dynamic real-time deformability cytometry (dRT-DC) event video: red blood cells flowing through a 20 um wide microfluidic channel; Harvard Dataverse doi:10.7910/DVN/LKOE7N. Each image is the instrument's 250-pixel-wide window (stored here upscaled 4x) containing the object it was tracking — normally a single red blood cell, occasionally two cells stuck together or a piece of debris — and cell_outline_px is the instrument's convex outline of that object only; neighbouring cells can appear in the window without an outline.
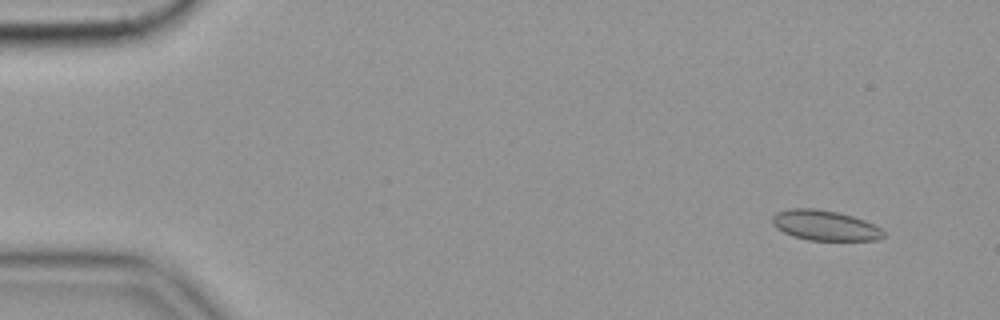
{"species": "common noctule bat (a hibernating species)", "species_latin": "Nyctalus noctula", "temperature_condition": "cold", "stored_images_in_passage": 56, "camera_frame_rate_fps": 3000, "um_per_image_px": 0.085, "animal": {"sex": "female", "body_mass_g": 19.9}, "frame": {"image": 1, "passage_image": 3, "time_ms": 0.667, "image_size_px": [1000, 320], "cell_outline_px": [[884, 236], [876, 240], [808, 240], [792, 236], [776, 228], [772, 224], [772, 216], [776, 212], [788, 208], [812, 208], [836, 212], [852, 216], [864, 220], [880, 228], [884, 232]], "centroid_in_image_um": [70.06, 19.16], "position_along_channel_um": 14.9, "area_um2": 19.48}}
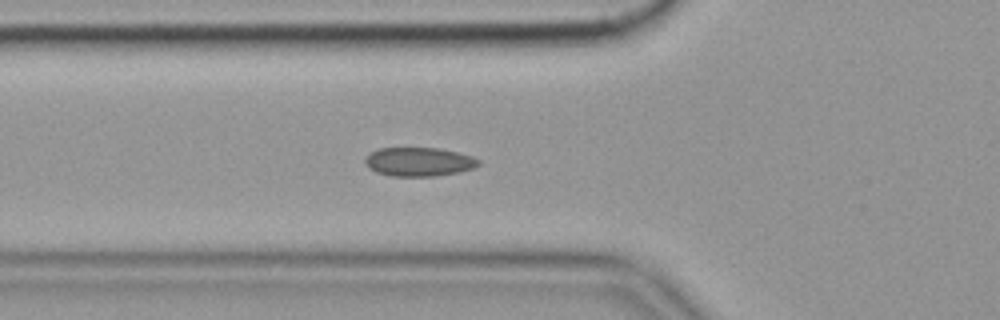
{"frame": {"image": 2, "passage_image": 19, "time_ms": 6.0, "image_size_px": [1000, 320], "cell_outline_px": [[480, 164], [472, 168], [460, 172], [436, 176], [388, 176], [376, 172], [368, 168], [364, 164], [364, 160], [372, 152], [380, 148], [440, 148], [472, 156], [480, 160]], "centroid_in_image_um": [35.6, 13.76], "position_along_channel_um": 90.2, "area_um2": 19.13}}
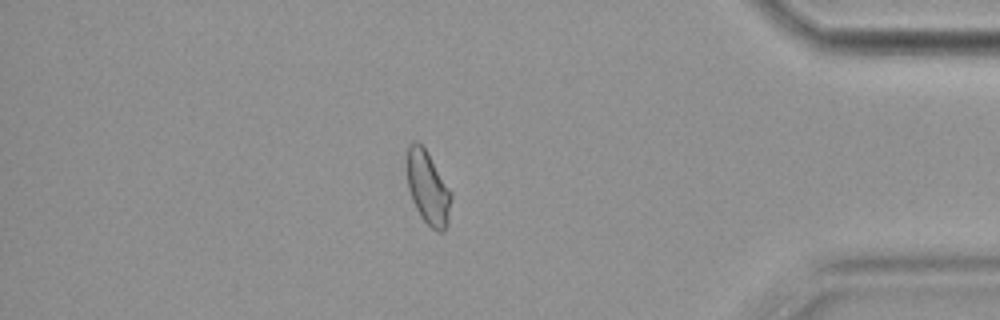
{"frame": {"image": 3, "passage_image": 48, "time_ms": 15.667, "image_size_px": [1000, 320], "cell_outline_px": [[452, 196], [448, 224], [444, 232], [440, 232], [432, 228], [420, 216], [412, 200], [408, 188], [408, 144], [412, 140], [416, 140], [424, 148], [452, 192]], "centroid_in_image_um": [36.39, 16.0], "position_along_channel_um": 398.8, "area_um2": 18.67}, "authors_computed_cell_mechanics": {"area_um2": 18.9873, "velocity_mm_per_s": 3.5322, "shape_relaxation_time_tau1_ms": null, "shape_relaxation_time_tau2_ms": 2.2738, "deformation_change_tau1": null, "deformation_change_tau2": 0.0542}}